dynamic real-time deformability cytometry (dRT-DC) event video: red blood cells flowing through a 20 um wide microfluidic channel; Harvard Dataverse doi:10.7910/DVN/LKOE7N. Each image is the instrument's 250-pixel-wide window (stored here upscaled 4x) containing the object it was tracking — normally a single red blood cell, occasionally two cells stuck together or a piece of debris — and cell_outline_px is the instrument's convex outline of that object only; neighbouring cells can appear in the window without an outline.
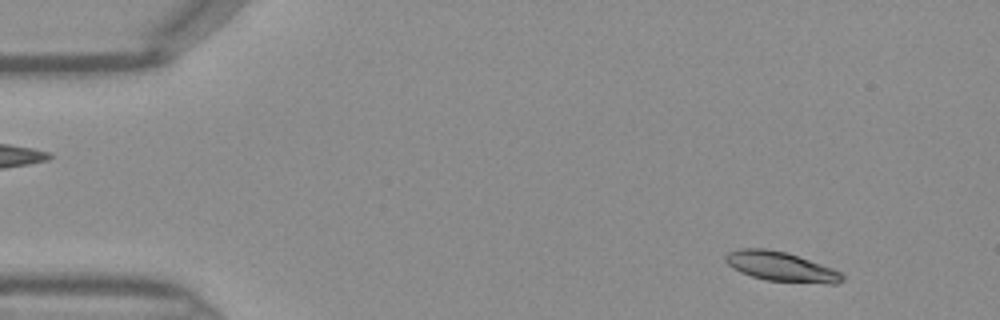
{"species": "Egyptian fruit bat (a non-hibernating species)", "species_latin": "Rousettus aegyptiacus", "temperature_condition": "warm", "stored_images_in_passage": 43, "camera_frame_rate_fps": 3000, "um_per_image_px": 0.085, "frame": {"image": 1, "passage_image": 2, "time_ms": 0.333, "image_size_px": [1000, 320], "cell_outline_px": [[844, 280], [836, 284], [828, 284], [764, 280], [740, 272], [732, 268], [724, 260], [724, 256], [728, 252], [740, 248], [768, 248], [788, 252], [832, 268], [840, 272], [844, 276]], "centroid_in_image_um": [66.37, 22.66], "position_along_channel_um": 18.6, "area_um2": 20.35}}
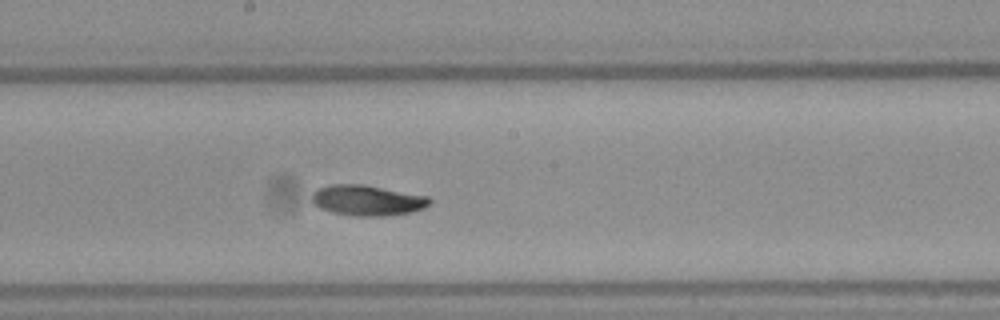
{"frame": {"image": 2, "passage_image": 22, "time_ms": 7.0, "image_size_px": [1000, 320], "cell_outline_px": [[432, 200], [424, 208], [412, 212], [384, 216], [352, 216], [332, 212], [320, 208], [312, 200], [312, 192], [316, 188], [332, 184], [364, 184], [428, 196]], "centroid_in_image_um": [31.21, 17.02], "position_along_channel_um": 217.0, "area_um2": 21.04}}
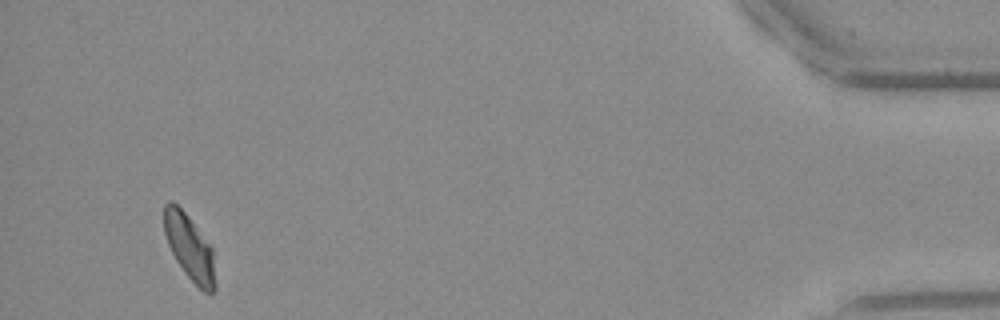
{"frame": {"image": 3, "passage_image": 41, "time_ms": 13.333, "image_size_px": [1000, 320], "cell_outline_px": [[216, 288], [212, 292], [204, 292], [188, 276], [176, 260], [168, 244], [164, 232], [164, 204], [168, 200], [172, 200], [184, 212], [212, 248], [216, 284]], "centroid_in_image_um": [16.1, 21.03], "position_along_channel_um": 419.1, "area_um2": 19.07}}